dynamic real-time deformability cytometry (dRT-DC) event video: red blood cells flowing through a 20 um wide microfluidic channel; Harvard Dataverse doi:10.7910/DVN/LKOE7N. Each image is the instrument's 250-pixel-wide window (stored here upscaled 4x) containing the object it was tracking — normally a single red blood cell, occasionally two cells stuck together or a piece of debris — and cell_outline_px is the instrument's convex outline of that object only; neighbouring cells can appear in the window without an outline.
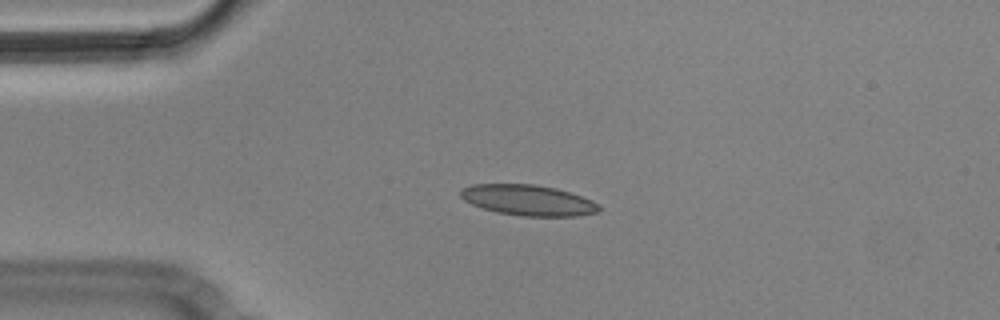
{"species": "Egyptian fruit bat (a non-hibernating species)", "species_latin": "Rousettus aegyptiacus", "temperature_condition": "cold", "stored_images_in_passage": 3, "camera_frame_rate_fps": 3000, "um_per_image_px": 0.085, "animal": {"sex": "male"}, "frame": {"image": 1, "passage_image": 1, "time_ms": 0.0, "image_size_px": [1000, 320], "cell_outline_px": [[600, 208], [596, 212], [580, 216], [520, 216], [496, 212], [472, 204], [464, 200], [460, 196], [460, 192], [464, 188], [472, 184], [532, 184], [556, 188], [592, 200]], "centroid_in_image_um": [44.87, 17.02], "position_along_channel_um": 40.1, "area_um2": 24.51}}